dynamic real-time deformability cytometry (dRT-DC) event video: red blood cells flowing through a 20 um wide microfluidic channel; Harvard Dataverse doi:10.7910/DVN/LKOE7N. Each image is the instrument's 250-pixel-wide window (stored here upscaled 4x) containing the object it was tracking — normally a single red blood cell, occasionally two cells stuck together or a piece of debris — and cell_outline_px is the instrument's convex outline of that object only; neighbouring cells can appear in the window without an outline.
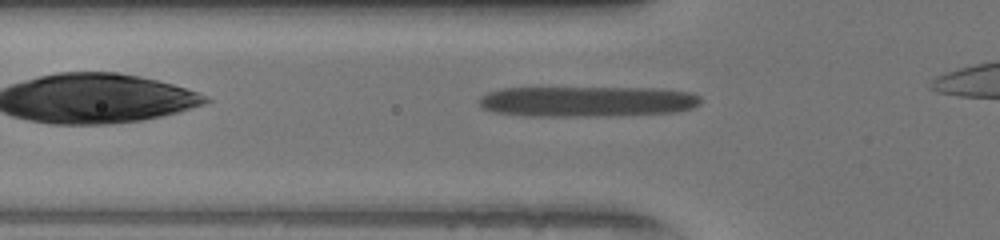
{"species": "human", "species_latin": "Homo sapiens", "temperature_condition": "warm", "stored_images_in_passage": 28, "camera_frame_rate_fps": 3000, "um_per_image_px": 0.085, "donor": {"sex": "female"}, "frame": {"image": 1, "passage_image": 3, "time_ms": 0.667, "image_size_px": [1000, 240], "cell_outline_px": [[700, 104], [692, 108], [676, 112], [600, 116], [528, 116], [496, 112], [484, 108], [480, 104], [480, 96], [488, 92], [500, 88], [664, 88], [692, 92], [700, 96]], "centroid_in_image_um": [49.95, 8.61], "position_along_channel_um": 75.8, "area_um2": 39.59}}
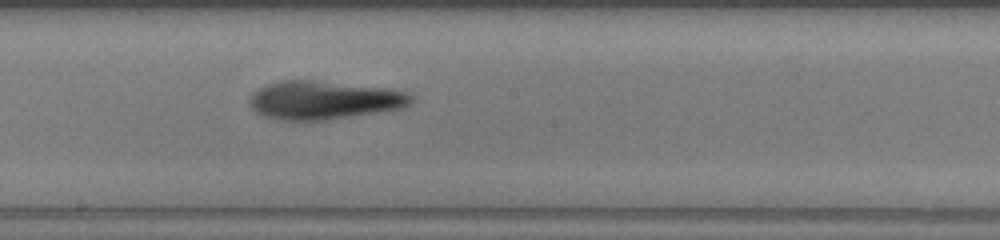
{"frame": {"image": 2, "passage_image": 14, "time_ms": 4.333, "image_size_px": [1000, 240], "cell_outline_px": [[412, 100], [404, 108], [324, 120], [276, 120], [264, 116], [256, 112], [252, 108], [252, 92], [268, 84], [280, 80], [312, 80], [392, 88], [408, 92], [412, 96]], "centroid_in_image_um": [27.56, 8.5], "position_along_channel_um": 220.6, "area_um2": 36.07}}
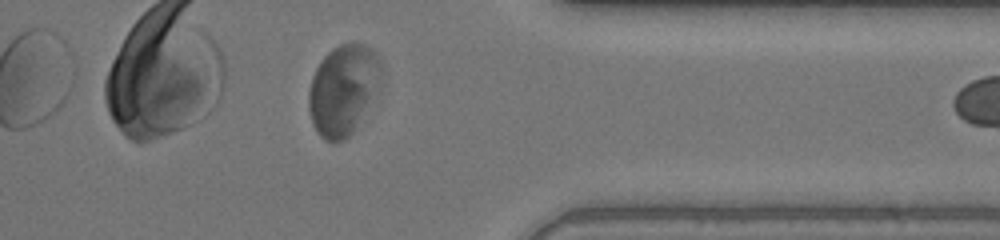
{"frame": {"image": 3, "passage_image": 27, "time_ms": 8.667, "image_size_px": [1000, 240], "cell_outline_px": [[380, 68], [368, 96], [352, 132], [344, 140], [336, 144], [320, 136], [312, 124], [308, 108], [308, 92], [312, 76], [320, 60], [332, 48], [340, 44], [352, 40], [364, 44], [372, 48], [380, 56]], "centroid_in_image_um": [29.04, 7.56], "position_along_channel_um": 382.4, "area_um2": 36.76}}